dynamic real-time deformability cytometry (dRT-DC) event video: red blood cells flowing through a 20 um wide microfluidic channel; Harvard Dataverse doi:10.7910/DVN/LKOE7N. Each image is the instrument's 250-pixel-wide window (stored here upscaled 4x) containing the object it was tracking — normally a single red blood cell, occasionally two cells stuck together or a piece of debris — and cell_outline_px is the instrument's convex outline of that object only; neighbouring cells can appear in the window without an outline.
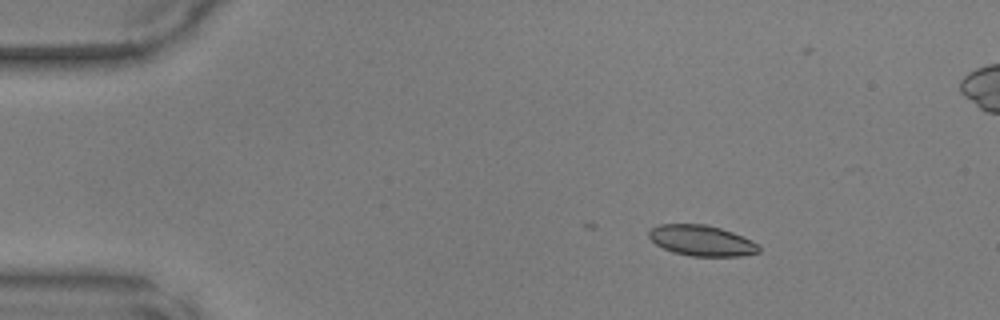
{"species": "common noctule bat (a hibernating species)", "species_latin": "Nyctalus noctula", "temperature_condition": "warm", "stored_images_in_passage": 18, "camera_frame_rate_fps": 3000, "um_per_image_px": 0.085, "animal": {"sex": "male", "body_mass_g": 17.9, "forearm_length_mm": 54.2}, "frame": {"image": 1, "passage_image": 7, "time_ms": 2.0, "image_size_px": [1000, 320], "cell_outline_px": [[760, 252], [740, 256], [692, 256], [672, 252], [656, 244], [648, 236], [648, 232], [652, 228], [660, 224], [704, 224], [720, 228], [732, 232], [752, 240], [760, 248]], "centroid_in_image_um": [59.63, 20.45], "position_along_channel_um": 25.4, "area_um2": 19.54}}